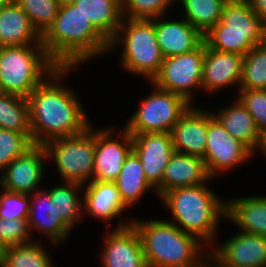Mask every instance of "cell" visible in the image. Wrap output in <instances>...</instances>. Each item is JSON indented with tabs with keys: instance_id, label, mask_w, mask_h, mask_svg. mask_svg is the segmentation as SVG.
<instances>
[{
	"instance_id": "c3c4849f",
	"label": "cell",
	"mask_w": 266,
	"mask_h": 267,
	"mask_svg": "<svg viewBox=\"0 0 266 267\" xmlns=\"http://www.w3.org/2000/svg\"><path fill=\"white\" fill-rule=\"evenodd\" d=\"M217 267H233V266H217Z\"/></svg>"
},
{
	"instance_id": "52a82bcc",
	"label": "cell",
	"mask_w": 266,
	"mask_h": 267,
	"mask_svg": "<svg viewBox=\"0 0 266 267\" xmlns=\"http://www.w3.org/2000/svg\"><path fill=\"white\" fill-rule=\"evenodd\" d=\"M91 124L83 133L46 142L47 160L53 161L62 182L85 185L94 174L95 128Z\"/></svg>"
},
{
	"instance_id": "5b68a950",
	"label": "cell",
	"mask_w": 266,
	"mask_h": 267,
	"mask_svg": "<svg viewBox=\"0 0 266 267\" xmlns=\"http://www.w3.org/2000/svg\"><path fill=\"white\" fill-rule=\"evenodd\" d=\"M120 47L119 66L127 73L142 75L147 81H152L159 73L164 57L157 42L154 18H123L116 36L110 41L108 53L114 54Z\"/></svg>"
},
{
	"instance_id": "cb8c5ba5",
	"label": "cell",
	"mask_w": 266,
	"mask_h": 267,
	"mask_svg": "<svg viewBox=\"0 0 266 267\" xmlns=\"http://www.w3.org/2000/svg\"><path fill=\"white\" fill-rule=\"evenodd\" d=\"M234 99L229 106H221V108L218 107L219 110L211 112L230 135L237 138L255 155L261 140V133L256 128L254 119L248 110L236 97Z\"/></svg>"
},
{
	"instance_id": "4dcf8cb0",
	"label": "cell",
	"mask_w": 266,
	"mask_h": 267,
	"mask_svg": "<svg viewBox=\"0 0 266 267\" xmlns=\"http://www.w3.org/2000/svg\"><path fill=\"white\" fill-rule=\"evenodd\" d=\"M40 240L6 247L0 267H57Z\"/></svg>"
},
{
	"instance_id": "3957f363",
	"label": "cell",
	"mask_w": 266,
	"mask_h": 267,
	"mask_svg": "<svg viewBox=\"0 0 266 267\" xmlns=\"http://www.w3.org/2000/svg\"><path fill=\"white\" fill-rule=\"evenodd\" d=\"M210 181L213 178L204 184L168 190L159 197L171 211L167 221L198 237L208 249L218 241L220 220L226 221V199L207 186Z\"/></svg>"
},
{
	"instance_id": "60d3db41",
	"label": "cell",
	"mask_w": 266,
	"mask_h": 267,
	"mask_svg": "<svg viewBox=\"0 0 266 267\" xmlns=\"http://www.w3.org/2000/svg\"><path fill=\"white\" fill-rule=\"evenodd\" d=\"M261 152V155L265 156L266 158V130L261 133V140L256 152Z\"/></svg>"
},
{
	"instance_id": "ffe728a7",
	"label": "cell",
	"mask_w": 266,
	"mask_h": 267,
	"mask_svg": "<svg viewBox=\"0 0 266 267\" xmlns=\"http://www.w3.org/2000/svg\"><path fill=\"white\" fill-rule=\"evenodd\" d=\"M180 18H154L157 42L164 58L193 51L204 41V35L197 28Z\"/></svg>"
},
{
	"instance_id": "74e56055",
	"label": "cell",
	"mask_w": 266,
	"mask_h": 267,
	"mask_svg": "<svg viewBox=\"0 0 266 267\" xmlns=\"http://www.w3.org/2000/svg\"><path fill=\"white\" fill-rule=\"evenodd\" d=\"M31 194L6 191L0 187V217L28 219Z\"/></svg>"
},
{
	"instance_id": "f35d334b",
	"label": "cell",
	"mask_w": 266,
	"mask_h": 267,
	"mask_svg": "<svg viewBox=\"0 0 266 267\" xmlns=\"http://www.w3.org/2000/svg\"><path fill=\"white\" fill-rule=\"evenodd\" d=\"M0 241L5 247L34 241L30 233L28 219L9 220L0 217Z\"/></svg>"
},
{
	"instance_id": "2e32d148",
	"label": "cell",
	"mask_w": 266,
	"mask_h": 267,
	"mask_svg": "<svg viewBox=\"0 0 266 267\" xmlns=\"http://www.w3.org/2000/svg\"><path fill=\"white\" fill-rule=\"evenodd\" d=\"M133 151L140 158L148 182L156 189L171 156L175 152L170 133L132 135Z\"/></svg>"
},
{
	"instance_id": "6da1fadb",
	"label": "cell",
	"mask_w": 266,
	"mask_h": 267,
	"mask_svg": "<svg viewBox=\"0 0 266 267\" xmlns=\"http://www.w3.org/2000/svg\"><path fill=\"white\" fill-rule=\"evenodd\" d=\"M74 70L58 67L27 97L33 144L78 135L91 126L82 98L64 84Z\"/></svg>"
},
{
	"instance_id": "d590c367",
	"label": "cell",
	"mask_w": 266,
	"mask_h": 267,
	"mask_svg": "<svg viewBox=\"0 0 266 267\" xmlns=\"http://www.w3.org/2000/svg\"><path fill=\"white\" fill-rule=\"evenodd\" d=\"M33 145L25 134L0 128V173Z\"/></svg>"
},
{
	"instance_id": "e575fe53",
	"label": "cell",
	"mask_w": 266,
	"mask_h": 267,
	"mask_svg": "<svg viewBox=\"0 0 266 267\" xmlns=\"http://www.w3.org/2000/svg\"><path fill=\"white\" fill-rule=\"evenodd\" d=\"M175 0H123L122 15L128 19H153L169 15Z\"/></svg>"
},
{
	"instance_id": "7dc6e473",
	"label": "cell",
	"mask_w": 266,
	"mask_h": 267,
	"mask_svg": "<svg viewBox=\"0 0 266 267\" xmlns=\"http://www.w3.org/2000/svg\"><path fill=\"white\" fill-rule=\"evenodd\" d=\"M0 93H3V87L1 85V81H0Z\"/></svg>"
},
{
	"instance_id": "ba28073f",
	"label": "cell",
	"mask_w": 266,
	"mask_h": 267,
	"mask_svg": "<svg viewBox=\"0 0 266 267\" xmlns=\"http://www.w3.org/2000/svg\"><path fill=\"white\" fill-rule=\"evenodd\" d=\"M151 93L142 98L124 128L131 134L170 133L191 106L183 97L157 87L151 81ZM153 89V90H152Z\"/></svg>"
},
{
	"instance_id": "7a4b0ae2",
	"label": "cell",
	"mask_w": 266,
	"mask_h": 267,
	"mask_svg": "<svg viewBox=\"0 0 266 267\" xmlns=\"http://www.w3.org/2000/svg\"><path fill=\"white\" fill-rule=\"evenodd\" d=\"M41 43L58 67L76 69L91 59L108 56L110 48V41L73 4L60 6Z\"/></svg>"
},
{
	"instance_id": "e0dca14e",
	"label": "cell",
	"mask_w": 266,
	"mask_h": 267,
	"mask_svg": "<svg viewBox=\"0 0 266 267\" xmlns=\"http://www.w3.org/2000/svg\"><path fill=\"white\" fill-rule=\"evenodd\" d=\"M28 224L32 238L35 232L48 238V242L60 248L70 237L72 229L59 216L56 205H54L50 198V193L46 188L37 190L31 194L30 211L28 217Z\"/></svg>"
},
{
	"instance_id": "7402d4cb",
	"label": "cell",
	"mask_w": 266,
	"mask_h": 267,
	"mask_svg": "<svg viewBox=\"0 0 266 267\" xmlns=\"http://www.w3.org/2000/svg\"><path fill=\"white\" fill-rule=\"evenodd\" d=\"M226 220L240 231L266 236V195L229 198Z\"/></svg>"
},
{
	"instance_id": "5bb4252c",
	"label": "cell",
	"mask_w": 266,
	"mask_h": 267,
	"mask_svg": "<svg viewBox=\"0 0 266 267\" xmlns=\"http://www.w3.org/2000/svg\"><path fill=\"white\" fill-rule=\"evenodd\" d=\"M129 208L121 200L118 188L114 182H100L92 180L83 185V217L85 214L105 222V229H110L111 220H119L111 229L123 228L131 224L132 220H125L123 214ZM122 216V217H121Z\"/></svg>"
},
{
	"instance_id": "f546056e",
	"label": "cell",
	"mask_w": 266,
	"mask_h": 267,
	"mask_svg": "<svg viewBox=\"0 0 266 267\" xmlns=\"http://www.w3.org/2000/svg\"><path fill=\"white\" fill-rule=\"evenodd\" d=\"M0 128L23 133L32 141L27 98L0 93Z\"/></svg>"
},
{
	"instance_id": "7bdbcfd3",
	"label": "cell",
	"mask_w": 266,
	"mask_h": 267,
	"mask_svg": "<svg viewBox=\"0 0 266 267\" xmlns=\"http://www.w3.org/2000/svg\"><path fill=\"white\" fill-rule=\"evenodd\" d=\"M75 0H57V2L60 4V6L72 4Z\"/></svg>"
},
{
	"instance_id": "8d00e7d4",
	"label": "cell",
	"mask_w": 266,
	"mask_h": 267,
	"mask_svg": "<svg viewBox=\"0 0 266 267\" xmlns=\"http://www.w3.org/2000/svg\"><path fill=\"white\" fill-rule=\"evenodd\" d=\"M237 99L244 105L254 119L256 128L262 133L266 130V89L236 90Z\"/></svg>"
},
{
	"instance_id": "d4e9b609",
	"label": "cell",
	"mask_w": 266,
	"mask_h": 267,
	"mask_svg": "<svg viewBox=\"0 0 266 267\" xmlns=\"http://www.w3.org/2000/svg\"><path fill=\"white\" fill-rule=\"evenodd\" d=\"M116 184L121 200L129 208L135 207L145 193L153 192L156 194V189L148 182L145 177L144 170L140 158L132 150L125 159L119 176L114 181Z\"/></svg>"
},
{
	"instance_id": "7c38bea8",
	"label": "cell",
	"mask_w": 266,
	"mask_h": 267,
	"mask_svg": "<svg viewBox=\"0 0 266 267\" xmlns=\"http://www.w3.org/2000/svg\"><path fill=\"white\" fill-rule=\"evenodd\" d=\"M209 249L216 266L266 267V236L239 230Z\"/></svg>"
},
{
	"instance_id": "484cf974",
	"label": "cell",
	"mask_w": 266,
	"mask_h": 267,
	"mask_svg": "<svg viewBox=\"0 0 266 267\" xmlns=\"http://www.w3.org/2000/svg\"><path fill=\"white\" fill-rule=\"evenodd\" d=\"M72 4L79 8L109 41L116 36L123 20L120 0H75Z\"/></svg>"
},
{
	"instance_id": "8fae6325",
	"label": "cell",
	"mask_w": 266,
	"mask_h": 267,
	"mask_svg": "<svg viewBox=\"0 0 266 267\" xmlns=\"http://www.w3.org/2000/svg\"><path fill=\"white\" fill-rule=\"evenodd\" d=\"M123 126L120 127L121 130L118 133L115 126H108L104 129L95 126V158L92 180L114 182L119 176L125 159L133 150L132 135Z\"/></svg>"
},
{
	"instance_id": "44dd1931",
	"label": "cell",
	"mask_w": 266,
	"mask_h": 267,
	"mask_svg": "<svg viewBox=\"0 0 266 267\" xmlns=\"http://www.w3.org/2000/svg\"><path fill=\"white\" fill-rule=\"evenodd\" d=\"M210 178L203 158L175 151L165 168L156 193L160 197L168 190L204 184Z\"/></svg>"
},
{
	"instance_id": "83f0119b",
	"label": "cell",
	"mask_w": 266,
	"mask_h": 267,
	"mask_svg": "<svg viewBox=\"0 0 266 267\" xmlns=\"http://www.w3.org/2000/svg\"><path fill=\"white\" fill-rule=\"evenodd\" d=\"M260 38L261 32L224 31V23L221 20L204 34V42L211 49L242 56L259 45Z\"/></svg>"
},
{
	"instance_id": "ac0fdd59",
	"label": "cell",
	"mask_w": 266,
	"mask_h": 267,
	"mask_svg": "<svg viewBox=\"0 0 266 267\" xmlns=\"http://www.w3.org/2000/svg\"><path fill=\"white\" fill-rule=\"evenodd\" d=\"M243 56L219 52L206 44L203 60L202 87L205 93L219 94L223 88L238 87L242 76ZM219 91V92H218Z\"/></svg>"
},
{
	"instance_id": "ab89813d",
	"label": "cell",
	"mask_w": 266,
	"mask_h": 267,
	"mask_svg": "<svg viewBox=\"0 0 266 267\" xmlns=\"http://www.w3.org/2000/svg\"><path fill=\"white\" fill-rule=\"evenodd\" d=\"M250 3L263 24H266V0H250Z\"/></svg>"
},
{
	"instance_id": "d6a6232c",
	"label": "cell",
	"mask_w": 266,
	"mask_h": 267,
	"mask_svg": "<svg viewBox=\"0 0 266 267\" xmlns=\"http://www.w3.org/2000/svg\"><path fill=\"white\" fill-rule=\"evenodd\" d=\"M239 89H266V51L259 45L243 56Z\"/></svg>"
},
{
	"instance_id": "277c9868",
	"label": "cell",
	"mask_w": 266,
	"mask_h": 267,
	"mask_svg": "<svg viewBox=\"0 0 266 267\" xmlns=\"http://www.w3.org/2000/svg\"><path fill=\"white\" fill-rule=\"evenodd\" d=\"M148 267H200L209 259L207 245L198 237L160 219H133Z\"/></svg>"
},
{
	"instance_id": "603a6c76",
	"label": "cell",
	"mask_w": 266,
	"mask_h": 267,
	"mask_svg": "<svg viewBox=\"0 0 266 267\" xmlns=\"http://www.w3.org/2000/svg\"><path fill=\"white\" fill-rule=\"evenodd\" d=\"M40 44L41 35L15 0L0 10V47Z\"/></svg>"
},
{
	"instance_id": "4316f807",
	"label": "cell",
	"mask_w": 266,
	"mask_h": 267,
	"mask_svg": "<svg viewBox=\"0 0 266 267\" xmlns=\"http://www.w3.org/2000/svg\"><path fill=\"white\" fill-rule=\"evenodd\" d=\"M59 183L61 184H54L52 187L49 185L46 190L50 193L51 201L56 205L59 216L74 231L78 222H84L83 185L74 182Z\"/></svg>"
},
{
	"instance_id": "30bf717a",
	"label": "cell",
	"mask_w": 266,
	"mask_h": 267,
	"mask_svg": "<svg viewBox=\"0 0 266 267\" xmlns=\"http://www.w3.org/2000/svg\"><path fill=\"white\" fill-rule=\"evenodd\" d=\"M254 154L237 138L230 135L221 122L208 110V131L204 155L206 170L215 180L218 175L253 159ZM224 172V173H223Z\"/></svg>"
},
{
	"instance_id": "f6af8a7d",
	"label": "cell",
	"mask_w": 266,
	"mask_h": 267,
	"mask_svg": "<svg viewBox=\"0 0 266 267\" xmlns=\"http://www.w3.org/2000/svg\"><path fill=\"white\" fill-rule=\"evenodd\" d=\"M200 267H217L210 259H208L202 266Z\"/></svg>"
},
{
	"instance_id": "9c48e42d",
	"label": "cell",
	"mask_w": 266,
	"mask_h": 267,
	"mask_svg": "<svg viewBox=\"0 0 266 267\" xmlns=\"http://www.w3.org/2000/svg\"><path fill=\"white\" fill-rule=\"evenodd\" d=\"M205 51L206 43L203 41L193 51L164 58L159 73L151 82L194 105L196 92L203 90L202 72Z\"/></svg>"
},
{
	"instance_id": "1f68e13d",
	"label": "cell",
	"mask_w": 266,
	"mask_h": 267,
	"mask_svg": "<svg viewBox=\"0 0 266 267\" xmlns=\"http://www.w3.org/2000/svg\"><path fill=\"white\" fill-rule=\"evenodd\" d=\"M221 21L224 31L262 32L263 22L253 10L250 0H228Z\"/></svg>"
},
{
	"instance_id": "bcb514c9",
	"label": "cell",
	"mask_w": 266,
	"mask_h": 267,
	"mask_svg": "<svg viewBox=\"0 0 266 267\" xmlns=\"http://www.w3.org/2000/svg\"><path fill=\"white\" fill-rule=\"evenodd\" d=\"M6 247L3 245V243L0 241V262L2 261L3 254L5 252Z\"/></svg>"
},
{
	"instance_id": "836d02e7",
	"label": "cell",
	"mask_w": 266,
	"mask_h": 267,
	"mask_svg": "<svg viewBox=\"0 0 266 267\" xmlns=\"http://www.w3.org/2000/svg\"><path fill=\"white\" fill-rule=\"evenodd\" d=\"M15 2L28 15L41 36L53 24L60 8L57 0H15Z\"/></svg>"
},
{
	"instance_id": "f1b7e54d",
	"label": "cell",
	"mask_w": 266,
	"mask_h": 267,
	"mask_svg": "<svg viewBox=\"0 0 266 267\" xmlns=\"http://www.w3.org/2000/svg\"><path fill=\"white\" fill-rule=\"evenodd\" d=\"M228 0H175L182 11L180 15L203 35L215 26L222 17V11Z\"/></svg>"
},
{
	"instance_id": "ee69618b",
	"label": "cell",
	"mask_w": 266,
	"mask_h": 267,
	"mask_svg": "<svg viewBox=\"0 0 266 267\" xmlns=\"http://www.w3.org/2000/svg\"><path fill=\"white\" fill-rule=\"evenodd\" d=\"M12 1H13V0H0V10H1L3 7L9 5Z\"/></svg>"
},
{
	"instance_id": "4fadbf2b",
	"label": "cell",
	"mask_w": 266,
	"mask_h": 267,
	"mask_svg": "<svg viewBox=\"0 0 266 267\" xmlns=\"http://www.w3.org/2000/svg\"><path fill=\"white\" fill-rule=\"evenodd\" d=\"M46 162L48 163L44 146L34 144L1 171L0 187L6 191L25 194L42 189L46 176L44 173L47 171Z\"/></svg>"
},
{
	"instance_id": "b9f144b4",
	"label": "cell",
	"mask_w": 266,
	"mask_h": 267,
	"mask_svg": "<svg viewBox=\"0 0 266 267\" xmlns=\"http://www.w3.org/2000/svg\"><path fill=\"white\" fill-rule=\"evenodd\" d=\"M259 46L262 47L266 51V24H264L262 27Z\"/></svg>"
},
{
	"instance_id": "9a60e30c",
	"label": "cell",
	"mask_w": 266,
	"mask_h": 267,
	"mask_svg": "<svg viewBox=\"0 0 266 267\" xmlns=\"http://www.w3.org/2000/svg\"><path fill=\"white\" fill-rule=\"evenodd\" d=\"M104 231L108 233L98 256L101 267H148L140 236L132 224Z\"/></svg>"
},
{
	"instance_id": "8992f818",
	"label": "cell",
	"mask_w": 266,
	"mask_h": 267,
	"mask_svg": "<svg viewBox=\"0 0 266 267\" xmlns=\"http://www.w3.org/2000/svg\"><path fill=\"white\" fill-rule=\"evenodd\" d=\"M57 68L42 43L0 47V81L5 93L27 98Z\"/></svg>"
},
{
	"instance_id": "d6986e66",
	"label": "cell",
	"mask_w": 266,
	"mask_h": 267,
	"mask_svg": "<svg viewBox=\"0 0 266 267\" xmlns=\"http://www.w3.org/2000/svg\"><path fill=\"white\" fill-rule=\"evenodd\" d=\"M191 105L173 126L170 135L176 152L204 158L207 131L208 109Z\"/></svg>"
}]
</instances>
